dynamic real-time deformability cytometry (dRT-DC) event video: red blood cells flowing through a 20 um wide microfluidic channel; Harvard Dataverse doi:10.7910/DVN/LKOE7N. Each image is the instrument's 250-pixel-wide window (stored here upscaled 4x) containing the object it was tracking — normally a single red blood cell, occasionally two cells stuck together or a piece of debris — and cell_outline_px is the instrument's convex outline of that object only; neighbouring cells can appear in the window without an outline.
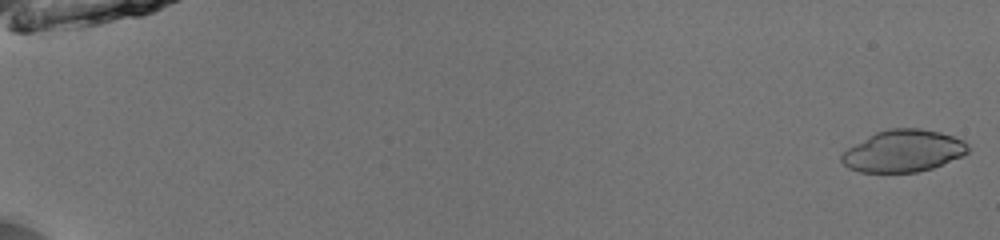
{"species": "common noctule bat (a hibernating species)", "species_latin": "Nyctalus noctula", "temperature_condition": "room temperature", "stored_images_in_passage": 53, "camera_frame_rate_fps": 3000, "um_per_image_px": 0.085, "animal": {"sex": "male", "body_mass_g": 13.0, "forearm_length_mm": 53.1}, "frame": {"image": 1, "passage_image": 1, "time_ms": 0.0, "image_size_px": [1000, 240], "cell_outline_px": [[968, 152], [960, 156], [932, 168], [916, 172], [860, 172], [848, 168], [840, 160], [840, 156], [848, 148], [876, 132], [888, 128], [920, 128], [940, 132], [964, 140], [968, 144]], "centroid_in_image_um": [76.76, 12.83], "position_along_channel_um": 8.2, "area_um2": 30.69}}